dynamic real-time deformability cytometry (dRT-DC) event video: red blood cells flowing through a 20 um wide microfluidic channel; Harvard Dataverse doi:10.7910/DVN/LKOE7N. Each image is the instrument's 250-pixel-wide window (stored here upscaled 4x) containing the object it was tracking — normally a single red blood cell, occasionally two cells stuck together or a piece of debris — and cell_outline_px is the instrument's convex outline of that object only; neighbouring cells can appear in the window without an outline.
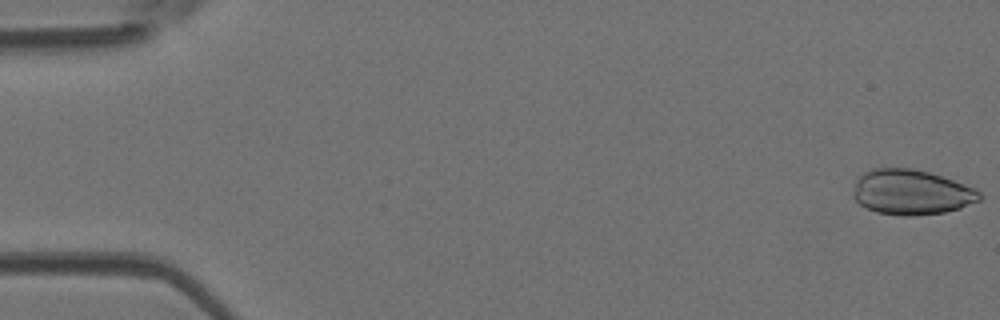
{"species": "Egyptian fruit bat (a non-hibernating species)", "species_latin": "Rousettus aegyptiacus", "temperature_condition": "room temperature", "stored_images_in_passage": 50, "camera_frame_rate_fps": 3000, "um_per_image_px": 0.085, "animal": {"sex": "female"}, "frame": {"image": 1, "passage_image": 1, "time_ms": 0.0, "image_size_px": [1000, 320], "cell_outline_px": [[980, 200], [960, 208], [944, 212], [912, 216], [904, 216], [876, 212], [860, 204], [852, 196], [852, 192], [856, 180], [864, 172], [872, 168], [912, 168], [928, 172], [952, 180], [972, 188], [980, 192]], "centroid_in_image_um": [77.41, 16.34], "position_along_channel_um": 7.6, "area_um2": 32.95}}
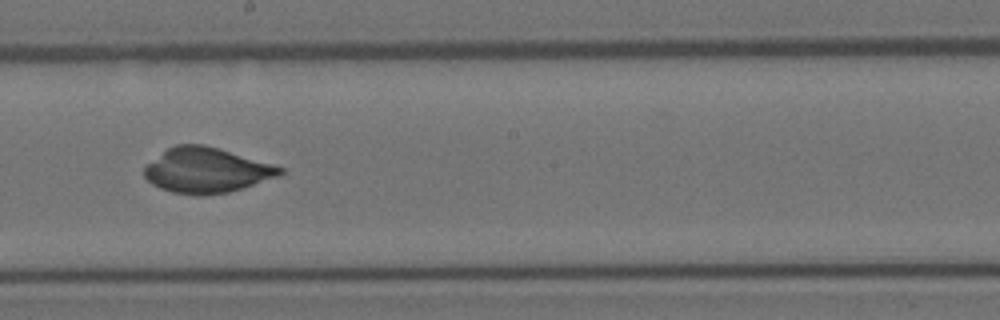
{"frame": {"image": 2, "passage_image": 28, "time_ms": 9.0, "image_size_px": [1000, 320], "cell_outline_px": [[284, 172], [280, 176], [244, 188], [228, 192], [200, 196], [196, 196], [172, 192], [160, 188], [152, 184], [144, 176], [144, 168], [148, 164], [168, 148], [176, 144], [204, 144], [272, 164], [284, 168]], "centroid_in_image_um": [17.57, 14.49], "position_along_channel_um": 230.6, "area_um2": 35.55}}
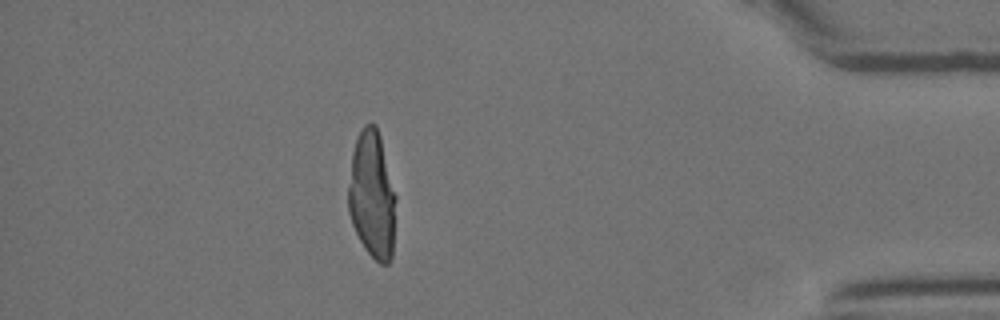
{"frame": {"image": 3, "passage_image": 44, "time_ms": 14.333, "image_size_px": [1000, 320], "cell_outline_px": [[396, 200], [392, 256], [388, 264], [380, 264], [364, 248], [352, 224], [348, 212], [348, 188], [352, 152], [356, 136], [360, 128], [364, 124], [376, 124], [380, 136], [396, 196]], "centroid_in_image_um": [31.62, 16.57], "position_along_channel_um": 403.6, "area_um2": 35.49}}